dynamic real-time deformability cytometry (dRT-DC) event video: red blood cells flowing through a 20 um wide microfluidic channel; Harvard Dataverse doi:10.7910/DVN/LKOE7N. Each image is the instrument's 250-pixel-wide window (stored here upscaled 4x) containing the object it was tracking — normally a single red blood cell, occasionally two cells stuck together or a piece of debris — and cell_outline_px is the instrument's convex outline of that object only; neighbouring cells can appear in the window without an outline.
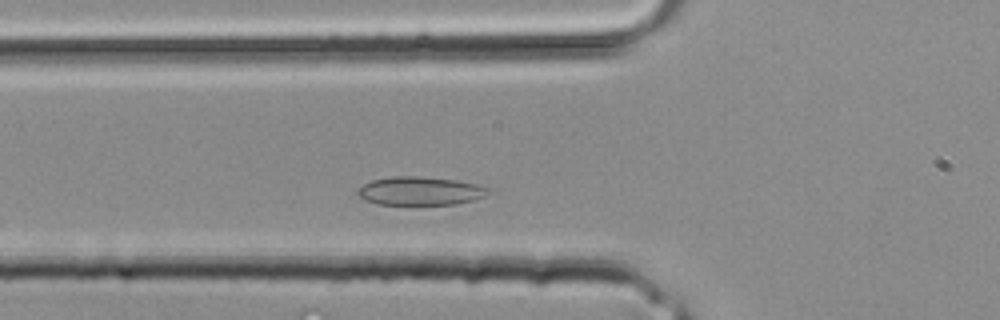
{"species": "common noctule bat (a hibernating species)", "species_latin": "Nyctalus noctula", "temperature_condition": "room temperature", "stored_images_in_passage": 23, "camera_frame_rate_fps": 3000, "um_per_image_px": 0.085, "animal": {"sex": "male", "body_mass_g": 20.4}, "frame": {"image": 1, "passage_image": 6, "time_ms": 1.667, "image_size_px": [1000, 320], "cell_outline_px": [[492, 192], [484, 196], [472, 200], [456, 204], [376, 204], [364, 200], [356, 196], [356, 192], [364, 184], [372, 180], [392, 176], [420, 176], [456, 180], [476, 184], [488, 188]], "centroid_in_image_um": [35.68, 16.23], "position_along_channel_um": 90.1, "area_um2": 21.68}}
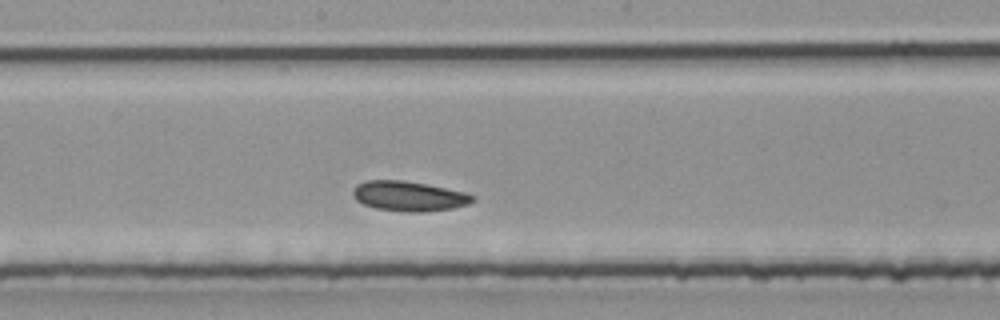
{"frame": {"image": 2, "passage_image": 12, "time_ms": 3.667, "image_size_px": [1000, 320], "cell_outline_px": [[476, 200], [468, 204], [452, 208], [424, 212], [408, 212], [376, 208], [364, 204], [356, 200], [352, 196], [352, 188], [356, 184], [364, 180], [404, 180], [428, 184], [468, 192], [476, 196]], "centroid_in_image_um": [34.77, 16.65], "position_along_channel_um": 213.4, "area_um2": 21.27}}
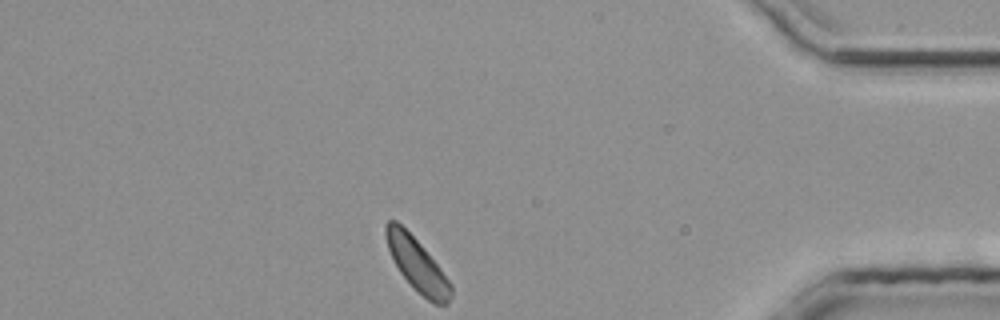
{"frame": {"image": 3, "passage_image": 23, "time_ms": 7.333, "image_size_px": [1000, 320], "cell_outline_px": [[452, 296], [448, 304], [436, 304], [428, 300], [400, 272], [388, 248], [384, 232], [384, 224], [388, 220], [396, 220], [424, 248], [440, 268], [452, 284]], "centroid_in_image_um": [35.46, 22.47], "position_along_channel_um": 399.7, "area_um2": 19.59}}